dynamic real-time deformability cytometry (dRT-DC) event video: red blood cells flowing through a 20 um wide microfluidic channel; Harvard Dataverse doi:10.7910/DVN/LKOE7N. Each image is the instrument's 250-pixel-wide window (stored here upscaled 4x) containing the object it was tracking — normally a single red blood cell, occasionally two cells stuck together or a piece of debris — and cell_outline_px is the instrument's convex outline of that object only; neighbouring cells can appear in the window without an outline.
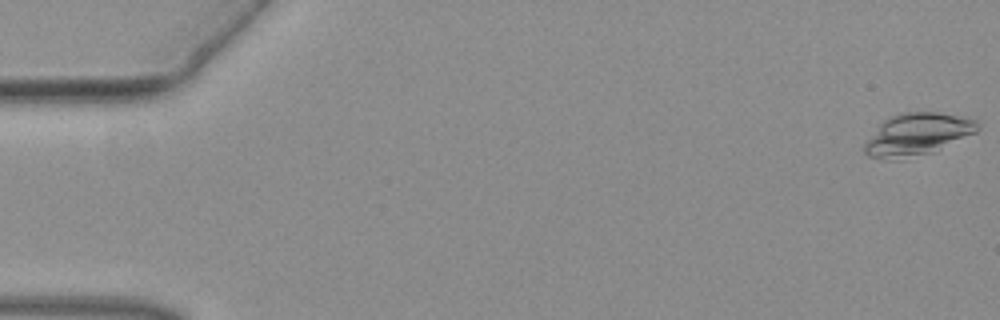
{"species": "common noctule bat (a hibernating species)", "species_latin": "Nyctalus noctula", "temperature_condition": "warm", "stored_images_in_passage": 11, "camera_frame_rate_fps": 3000, "um_per_image_px": 0.085, "animal": {"sex": "female", "body_mass_g": 19.3, "forearm_length_mm": 54.1}, "frame": {"image": 1, "passage_image": 1, "time_ms": 0.0, "image_size_px": [1000, 320], "cell_outline_px": [[980, 128], [976, 132], [932, 152], [900, 160], [888, 160], [868, 156], [864, 152], [864, 144], [880, 124], [884, 120], [900, 112], [940, 112], [964, 116], [976, 120], [980, 124]], "centroid_in_image_um": [77.98, 11.41], "position_along_channel_um": 7.0, "area_um2": 27.8}}